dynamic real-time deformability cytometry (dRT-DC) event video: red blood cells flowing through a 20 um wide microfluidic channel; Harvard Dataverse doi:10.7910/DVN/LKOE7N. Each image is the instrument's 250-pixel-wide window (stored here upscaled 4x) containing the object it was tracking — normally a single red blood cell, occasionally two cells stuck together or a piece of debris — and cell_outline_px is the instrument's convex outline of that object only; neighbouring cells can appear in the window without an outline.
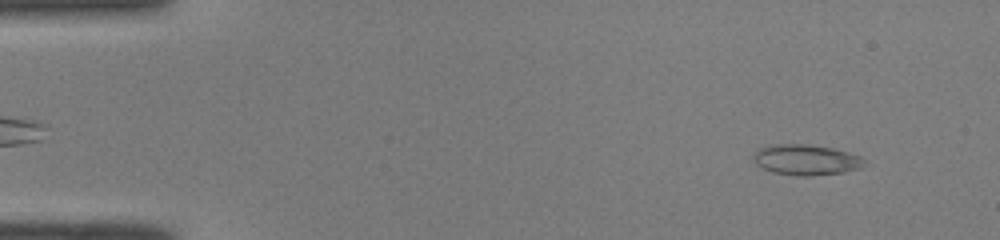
{"species": "common noctule bat (a hibernating species)", "species_latin": "Nyctalus noctula", "temperature_condition": "room temperature", "stored_images_in_passage": 46, "camera_frame_rate_fps": 3000, "um_per_image_px": 0.085, "animal": {"sex": "male", "body_mass_g": 19.0, "forearm_length_mm": 50.8}, "frame": {"image": 1, "passage_image": 1, "time_ms": 0.0, "image_size_px": [1000, 240], "cell_outline_px": [[872, 164], [864, 168], [844, 172], [808, 176], [796, 176], [772, 172], [756, 164], [752, 156], [760, 148], [772, 144], [808, 144], [832, 148], [848, 152], [860, 156], [868, 160]], "centroid_in_image_um": [68.62, 13.59], "position_along_channel_um": 16.4, "area_um2": 20.17}}
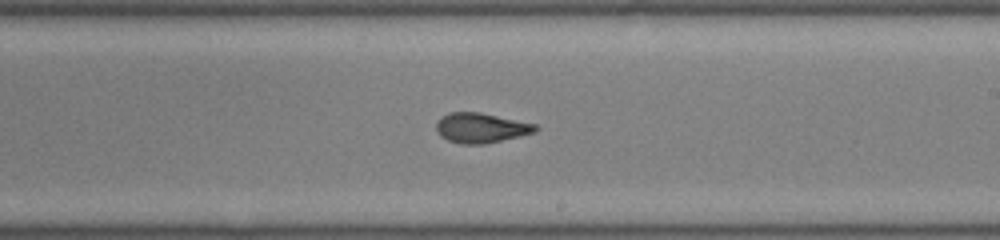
{"frame": {"image": 2, "passage_image": 26, "time_ms": 8.333, "image_size_px": [1000, 240], "cell_outline_px": [[540, 128], [536, 132], [520, 136], [484, 144], [460, 144], [448, 140], [440, 136], [436, 128], [436, 124], [448, 112], [480, 112], [536, 124]], "centroid_in_image_um": [40.91, 10.87], "position_along_channel_um": 248.1, "area_um2": 17.22}}
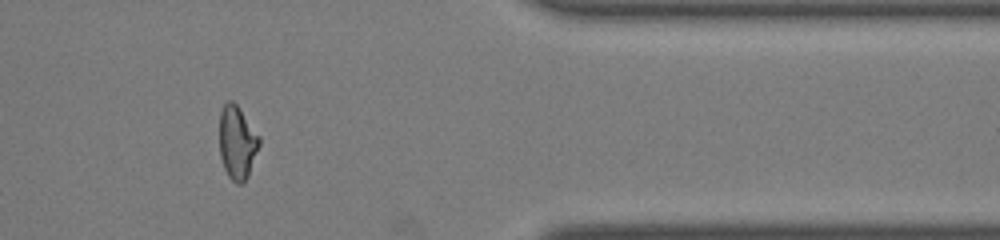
{"frame": {"image": 3, "passage_image": 38, "time_ms": 12.333, "image_size_px": [1000, 240], "cell_outline_px": [[260, 144], [248, 176], [240, 184], [236, 184], [228, 176], [224, 168], [220, 156], [220, 112], [224, 104], [228, 100], [232, 100], [236, 104], [260, 136]], "centroid_in_image_um": [20.16, 12.11], "position_along_channel_um": 391.2, "area_um2": 16.94}, "authors_computed_cell_mechanics": {"area_um2": 17.4556, "velocity_mm_per_s": 4.0865, "shape_relaxation_time_tau1_ms": null, "shape_relaxation_time_tau2_ms": 1.3166, "deformation_change_tau1": null, "deformation_change_tau2": 0.0722}}